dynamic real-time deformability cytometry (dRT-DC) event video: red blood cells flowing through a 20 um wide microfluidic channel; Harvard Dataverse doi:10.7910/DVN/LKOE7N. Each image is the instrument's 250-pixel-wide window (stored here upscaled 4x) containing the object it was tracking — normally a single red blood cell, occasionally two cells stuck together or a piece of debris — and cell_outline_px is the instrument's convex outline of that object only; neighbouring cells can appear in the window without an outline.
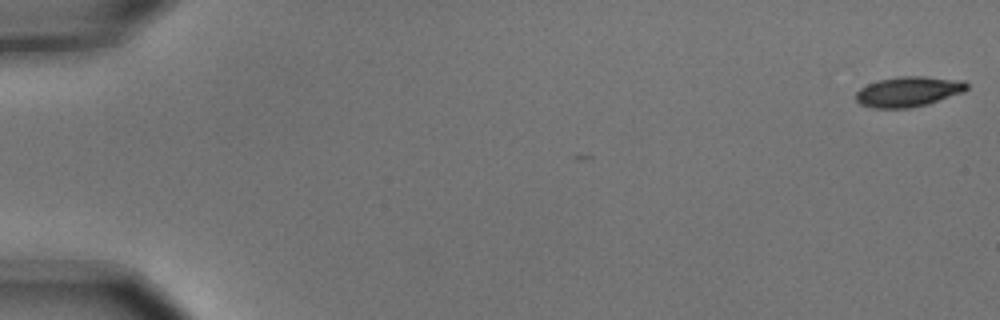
{"species": "common noctule bat (a hibernating species)", "species_latin": "Nyctalus noctula", "temperature_condition": "cold", "stored_images_in_passage": 3, "camera_frame_rate_fps": 3000, "um_per_image_px": 0.085, "animal": {"sex": "male", "body_mass_g": 15.6}, "frame": {"image": 1, "passage_image": 1, "time_ms": 0.0, "image_size_px": [1000, 320], "cell_outline_px": [[968, 88], [964, 92], [928, 104], [908, 108], [872, 108], [860, 104], [856, 100], [856, 92], [860, 88], [868, 84], [880, 80], [900, 76], [924, 76], [964, 80], [968, 84]], "centroid_in_image_um": [77.24, 7.78], "position_along_channel_um": 7.8, "area_um2": 19.59}}